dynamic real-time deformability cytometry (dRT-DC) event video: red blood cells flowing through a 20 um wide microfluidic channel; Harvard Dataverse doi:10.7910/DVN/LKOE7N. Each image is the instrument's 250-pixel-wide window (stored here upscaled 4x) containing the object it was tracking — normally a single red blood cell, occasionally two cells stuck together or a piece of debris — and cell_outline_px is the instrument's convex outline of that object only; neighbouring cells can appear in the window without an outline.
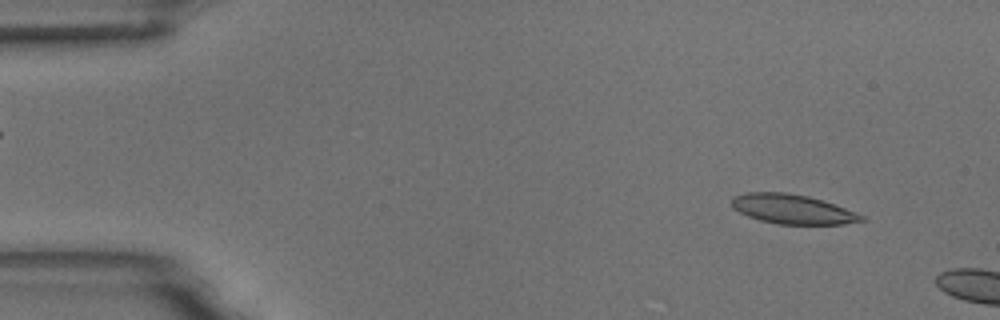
{"species": "common noctule bat (a hibernating species)", "species_latin": "Nyctalus noctula", "temperature_condition": "room temperature", "stored_images_in_passage": 3, "camera_frame_rate_fps": 3000, "um_per_image_px": 0.085, "animal": {"sex": "male", "body_mass_g": 18.8}, "frame": {"image": 1, "passage_image": 1, "time_ms": 0.0, "image_size_px": [1000, 320], "cell_outline_px": [[868, 216], [864, 220], [844, 224], [776, 224], [760, 220], [748, 216], [732, 208], [732, 196], [744, 192], [784, 192], [808, 196]], "centroid_in_image_um": [67.33, 17.78], "position_along_channel_um": 17.7, "area_um2": 22.25}}